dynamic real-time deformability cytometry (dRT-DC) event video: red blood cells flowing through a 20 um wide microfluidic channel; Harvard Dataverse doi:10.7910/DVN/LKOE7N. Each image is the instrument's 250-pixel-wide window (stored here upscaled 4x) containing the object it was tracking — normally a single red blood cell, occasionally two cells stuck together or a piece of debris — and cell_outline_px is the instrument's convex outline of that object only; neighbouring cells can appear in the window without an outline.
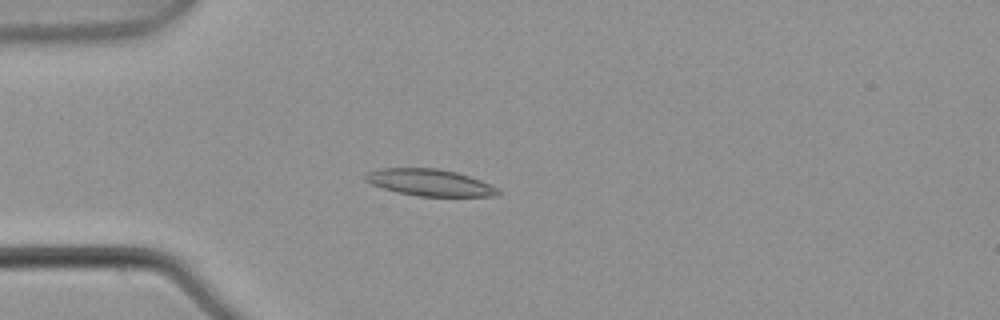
{"species": "common noctule bat (a hibernating species)", "species_latin": "Nyctalus noctula", "temperature_condition": "warm", "stored_images_in_passage": 6, "camera_frame_rate_fps": 3000, "um_per_image_px": 0.085, "animal": {"sex": "male", "body_mass_g": 21.5, "forearm_length_mm": 52.0}, "frame": {"image": 1, "passage_image": 5, "time_ms": 1.333, "image_size_px": [1000, 320], "cell_outline_px": [[500, 192], [496, 196], [420, 196], [396, 192], [372, 184], [364, 180], [364, 172], [380, 168], [436, 168], [456, 172], [480, 180], [500, 188]], "centroid_in_image_um": [36.51, 15.51], "position_along_channel_um": 48.5, "area_um2": 20.69}}